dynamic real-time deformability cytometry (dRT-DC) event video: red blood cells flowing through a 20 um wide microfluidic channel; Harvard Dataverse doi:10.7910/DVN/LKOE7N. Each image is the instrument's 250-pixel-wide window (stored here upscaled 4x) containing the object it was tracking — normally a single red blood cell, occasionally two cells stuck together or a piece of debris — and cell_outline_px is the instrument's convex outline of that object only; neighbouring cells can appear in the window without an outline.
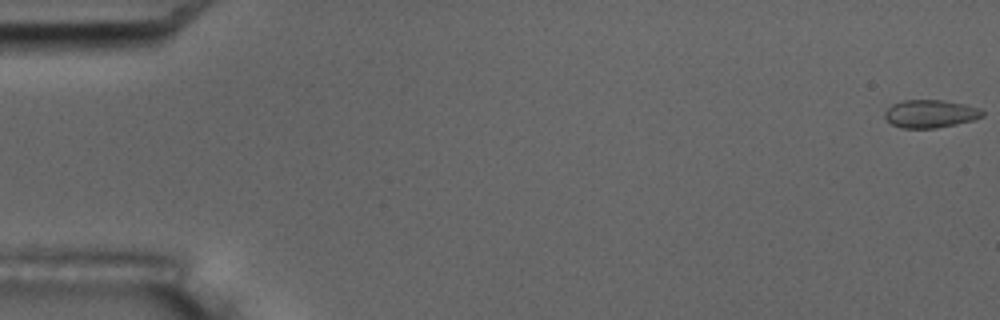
{"species": "common noctule bat (a hibernating species)", "species_latin": "Nyctalus noctula", "temperature_condition": "room temperature", "stored_images_in_passage": 6, "camera_frame_rate_fps": 3000, "um_per_image_px": 0.085, "animal": {"sex": "male", "body_mass_g": 17.5, "forearm_length_mm": 52.3}, "frame": {"image": 1, "passage_image": 1, "time_ms": 0.0, "image_size_px": [1000, 320], "cell_outline_px": [[984, 116], [972, 120], [956, 124], [936, 128], [900, 128], [892, 124], [884, 116], [884, 112], [892, 104], [904, 100], [944, 100], [964, 104], [980, 108], [984, 112]], "centroid_in_image_um": [79.08, 9.67], "position_along_channel_um": 5.9, "area_um2": 15.9}}
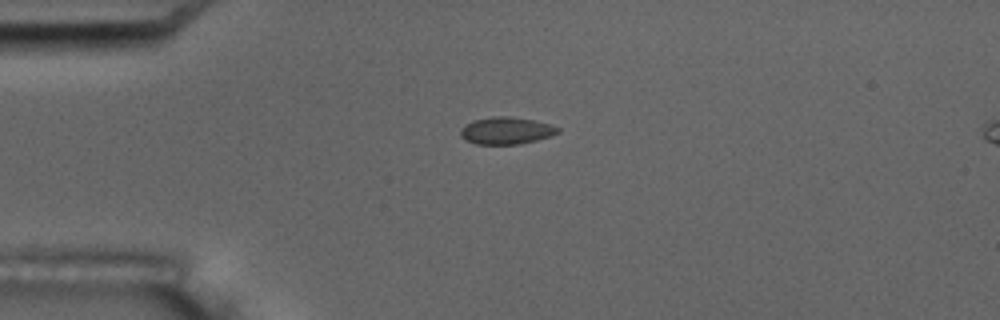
{"frame": {"image": 2, "passage_image": 5, "time_ms": 4.667, "image_size_px": [1000, 320], "cell_outline_px": [[560, 132], [552, 136], [520, 144], [476, 144], [464, 140], [460, 136], [460, 128], [472, 120], [492, 116], [512, 116], [532, 120], [548, 124], [560, 128]], "centroid_in_image_um": [43.0, 11.1], "position_along_channel_um": 42.0, "area_um2": 15.55}}